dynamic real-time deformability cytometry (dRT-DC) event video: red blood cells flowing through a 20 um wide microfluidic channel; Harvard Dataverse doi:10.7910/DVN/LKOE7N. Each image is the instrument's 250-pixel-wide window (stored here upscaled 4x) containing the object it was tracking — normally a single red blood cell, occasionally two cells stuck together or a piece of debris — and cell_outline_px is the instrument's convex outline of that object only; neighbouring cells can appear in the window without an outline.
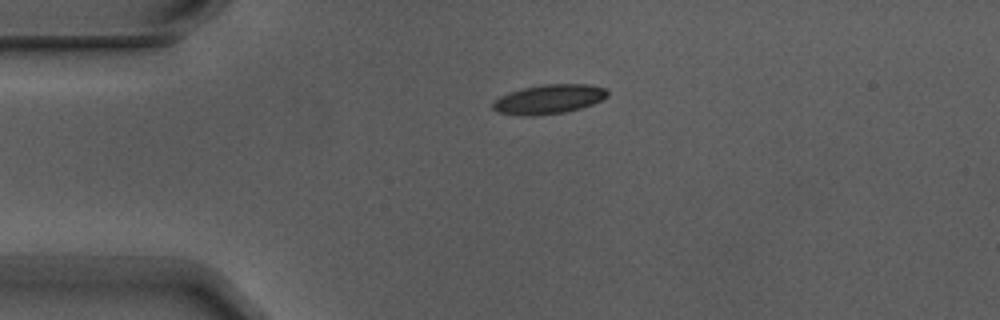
{"species": "Egyptian fruit bat (a non-hibernating species)", "species_latin": "Rousettus aegyptiacus", "temperature_condition": "warm", "stored_images_in_passage": 2, "camera_frame_rate_fps": 3000, "um_per_image_px": 0.085, "animal": {"sex": "male"}, "frame": {"image": 1, "passage_image": 1, "time_ms": 0.0, "image_size_px": [1000, 320], "cell_outline_px": [[608, 96], [592, 104], [580, 108], [564, 112], [536, 116], [528, 116], [496, 112], [492, 108], [492, 100], [500, 96], [524, 88], [544, 84], [588, 84], [604, 88], [608, 92]], "centroid_in_image_um": [46.62, 8.44], "position_along_channel_um": 38.4, "area_um2": 19.48}}